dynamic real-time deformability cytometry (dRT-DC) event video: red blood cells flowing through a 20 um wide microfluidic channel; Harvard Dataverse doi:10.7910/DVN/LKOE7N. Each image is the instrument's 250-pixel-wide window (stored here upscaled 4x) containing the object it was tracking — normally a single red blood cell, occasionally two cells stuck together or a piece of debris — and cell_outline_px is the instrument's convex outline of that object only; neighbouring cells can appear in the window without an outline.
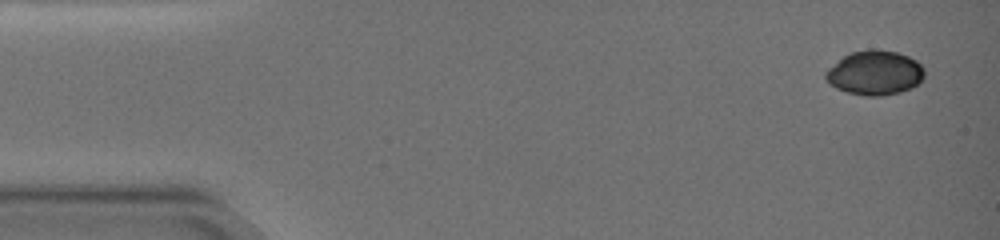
{"species": "common noctule bat (a hibernating species)", "species_latin": "Nyctalus noctula", "temperature_condition": "warm", "stored_images_in_passage": 9, "camera_frame_rate_fps": 3000, "um_per_image_px": 0.085, "animal": {"sex": "female", "body_mass_g": 19.0, "forearm_length_mm": 51.5}, "frame": {"image": 1, "passage_image": 1, "time_ms": 0.0, "image_size_px": [1000, 240], "cell_outline_px": [[924, 76], [912, 88], [900, 92], [880, 96], [864, 96], [848, 92], [836, 88], [828, 84], [824, 76], [824, 72], [828, 68], [844, 56], [852, 52], [868, 48], [872, 48], [896, 52], [908, 56], [916, 60], [924, 68]], "centroid_in_image_um": [74.34, 6.19], "position_along_channel_um": 10.7, "area_um2": 25.66}}
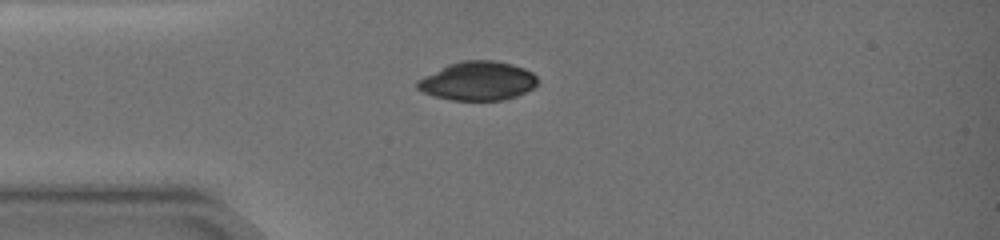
{"frame": {"image": 2, "passage_image": 6, "time_ms": 4.0, "image_size_px": [1000, 240], "cell_outline_px": [[536, 84], [532, 88], [516, 96], [504, 100], [452, 100], [436, 96], [424, 92], [416, 88], [416, 80], [448, 64], [460, 60], [496, 60], [512, 64], [524, 68], [532, 72], [536, 76]], "centroid_in_image_um": [40.59, 6.87], "position_along_channel_um": 44.4, "area_um2": 27.17}}
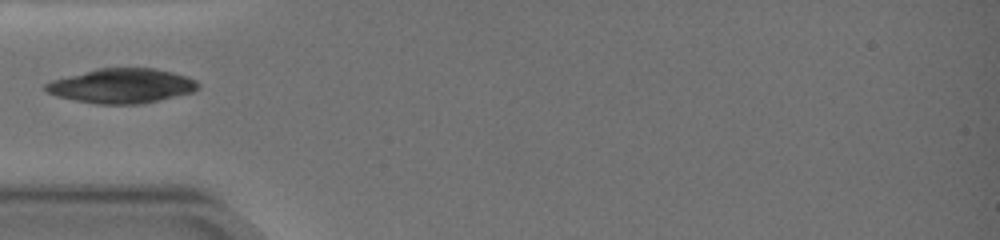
{"frame": {"image": 3, "passage_image": 8, "time_ms": 5.333, "image_size_px": [1000, 240], "cell_outline_px": [[200, 88], [192, 92], [144, 104], [96, 104], [56, 96], [48, 92], [44, 88], [44, 84], [52, 80], [96, 68], [156, 68], [188, 76], [196, 80], [200, 84]], "centroid_in_image_um": [10.38, 7.29], "position_along_channel_um": 74.6, "area_um2": 30.92}}